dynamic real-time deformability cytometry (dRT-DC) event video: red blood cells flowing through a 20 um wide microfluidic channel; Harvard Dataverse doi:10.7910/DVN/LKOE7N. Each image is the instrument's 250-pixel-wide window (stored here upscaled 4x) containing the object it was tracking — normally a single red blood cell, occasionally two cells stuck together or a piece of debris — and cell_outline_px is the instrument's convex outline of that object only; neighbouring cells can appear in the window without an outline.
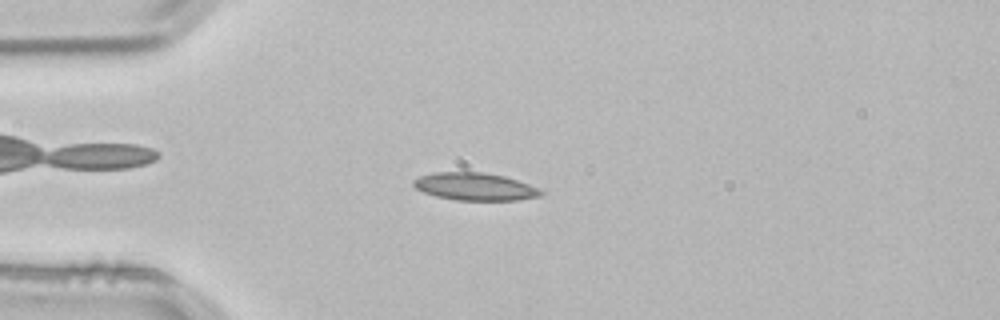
{"species": "common noctule bat (a hibernating species)", "species_latin": "Nyctalus noctula", "temperature_condition": "room temperature", "stored_images_in_passage": 51, "camera_frame_rate_fps": 3000, "um_per_image_px": 0.085, "animal": {"sex": "male", "body_mass_g": 21.5, "forearm_length_mm": 52.0}, "frame": {"image": 1, "passage_image": 12, "time_ms": 3.667, "image_size_px": [1000, 320], "cell_outline_px": [[544, 192], [540, 196], [516, 200], [456, 200], [436, 196], [424, 192], [416, 188], [412, 184], [412, 180], [420, 176], [436, 172], [484, 172], [504, 176], [540, 188]], "centroid_in_image_um": [40.36, 15.86], "position_along_channel_um": 44.6, "area_um2": 20.4}}
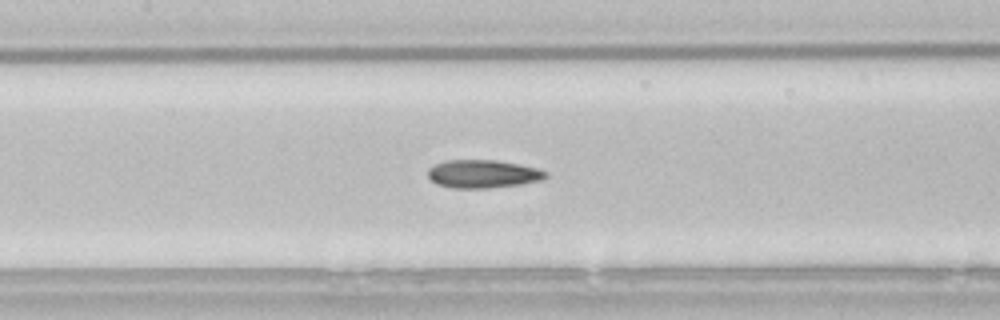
{"frame": {"image": 2, "passage_image": 23, "time_ms": 7.333, "image_size_px": [1000, 320], "cell_outline_px": [[548, 176], [540, 180], [520, 184], [488, 188], [452, 188], [436, 184], [428, 176], [428, 168], [444, 160], [496, 160], [540, 168], [548, 172]], "centroid_in_image_um": [41.05, 14.78], "position_along_channel_um": 166.3, "area_um2": 19.36}}
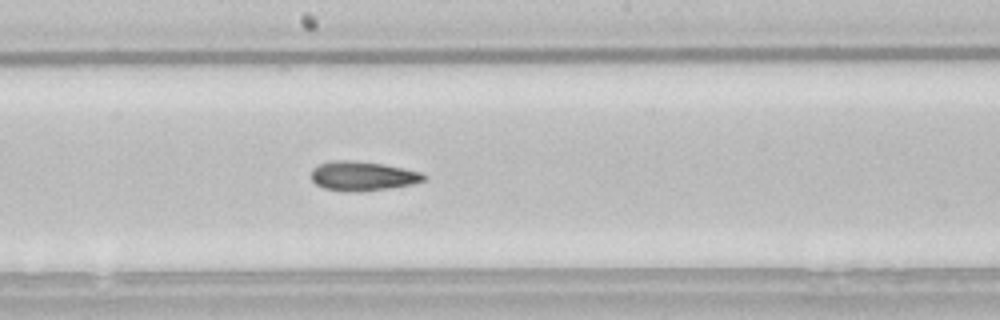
{"frame": {"image": 3, "passage_image": 27, "time_ms": 8.667, "image_size_px": [1000, 320], "cell_outline_px": [[428, 176], [424, 180], [412, 184], [388, 188], [360, 192], [340, 192], [324, 188], [316, 184], [312, 180], [312, 168], [320, 164], [332, 160], [352, 160], [384, 164], [420, 172]], "centroid_in_image_um": [30.8, 14.97], "position_along_channel_um": 217.4, "area_um2": 19.36}, "authors_computed_cell_mechanics": {"area_um2": 19.0162, "velocity_mm_per_s": 3.8357, "shape_relaxation_time_tau1_ms": null, "shape_relaxation_time_tau2_ms": 3.7003, "deformation_change_tau1": null, "deformation_change_tau2": 0.1049}}